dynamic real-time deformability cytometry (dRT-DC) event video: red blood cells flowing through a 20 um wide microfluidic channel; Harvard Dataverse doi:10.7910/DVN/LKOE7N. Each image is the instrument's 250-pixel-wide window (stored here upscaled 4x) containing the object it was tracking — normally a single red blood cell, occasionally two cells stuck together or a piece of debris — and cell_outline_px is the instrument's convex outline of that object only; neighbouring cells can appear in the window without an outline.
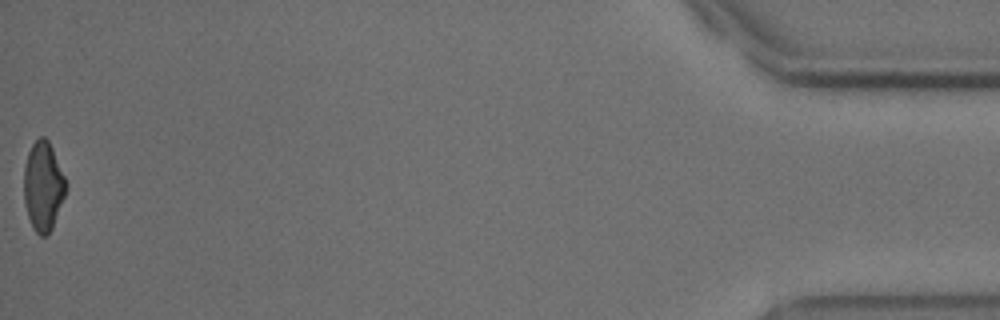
{"species": "common noctule bat (a hibernating species)", "species_latin": "Nyctalus noctula", "temperature_condition": "cold", "stored_images_in_passage": 39, "camera_frame_rate_fps": 3000, "um_per_image_px": 0.085, "animal": {"sex": "male", "body_mass_g": 18.8}, "frame": {"image": 1, "passage_image": 39, "time_ms": 12.667, "image_size_px": [1000, 320], "cell_outline_px": [[68, 188], [52, 228], [44, 236], [40, 236], [32, 228], [24, 204], [24, 168], [28, 152], [32, 144], [40, 136], [44, 136], [48, 140], [52, 148], [68, 184]], "centroid_in_image_um": [3.67, 15.83], "position_along_channel_um": 431.5, "area_um2": 21.91}, "authors_computed_cell_mechanics": {"area_um2": 23.2934, "velocity_mm_per_s": 3.7009, "shape_relaxation_time_tau1_ms": 3.9928, "shape_relaxation_time_tau2_ms": 4.9986, "deformation_change_tau1": 0.1251, "deformation_change_tau2": 0.1158}}